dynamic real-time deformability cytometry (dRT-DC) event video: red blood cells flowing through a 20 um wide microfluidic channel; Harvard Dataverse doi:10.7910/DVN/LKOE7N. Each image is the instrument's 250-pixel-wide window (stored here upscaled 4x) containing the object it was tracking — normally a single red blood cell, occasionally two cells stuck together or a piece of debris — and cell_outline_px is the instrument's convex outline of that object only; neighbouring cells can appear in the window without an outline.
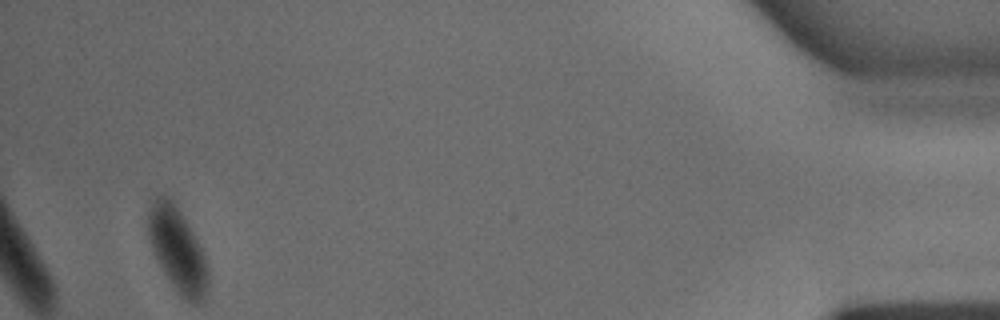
{"species": "common noctule bat (a hibernating species)", "species_latin": "Nyctalus noctula", "temperature_condition": "warm", "stored_images_in_passage": 30, "camera_frame_rate_fps": 3000, "um_per_image_px": 0.085, "animal": {"sex": "male", "body_mass_g": 15.6}, "frame": {"image": 1, "passage_image": 30, "time_ms": 9.667, "image_size_px": [1000, 320], "cell_outline_px": [[208, 292], [204, 304], [192, 304], [184, 300], [176, 292], [156, 260], [148, 236], [148, 208], [152, 200], [156, 196], [168, 196], [176, 204], [188, 224], [204, 256], [208, 268]], "centroid_in_image_um": [15.09, 21.3], "position_along_channel_um": 420.1, "area_um2": 29.71}}